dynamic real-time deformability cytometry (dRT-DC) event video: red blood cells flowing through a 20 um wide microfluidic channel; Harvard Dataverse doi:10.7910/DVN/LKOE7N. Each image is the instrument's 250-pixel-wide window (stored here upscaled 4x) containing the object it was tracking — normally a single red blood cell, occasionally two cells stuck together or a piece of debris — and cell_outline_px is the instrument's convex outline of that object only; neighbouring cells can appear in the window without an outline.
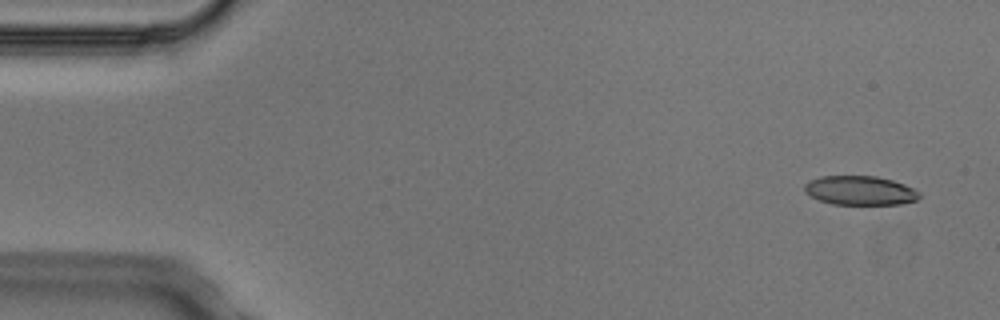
{"species": "Egyptian fruit bat (a non-hibernating species)", "species_latin": "Rousettus aegyptiacus", "temperature_condition": "cold", "stored_images_in_passage": 5, "camera_frame_rate_fps": 3000, "um_per_image_px": 0.085, "animal": {"sex": "male"}, "frame": {"image": 1, "passage_image": 1, "time_ms": 0.0, "image_size_px": [1000, 320], "cell_outline_px": [[920, 196], [916, 200], [900, 204], [832, 204], [820, 200], [804, 192], [804, 184], [808, 180], [820, 176], [876, 176], [892, 180], [904, 184], [920, 192]], "centroid_in_image_um": [73.08, 16.18], "position_along_channel_um": 11.9, "area_um2": 19.48}}
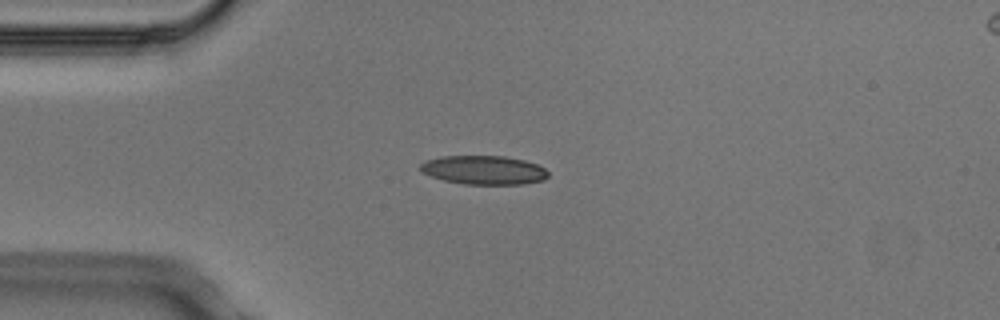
{"frame": {"image": 2, "passage_image": 4, "time_ms": 1.0, "image_size_px": [1000, 320], "cell_outline_px": [[548, 176], [544, 180], [524, 184], [464, 184], [444, 180], [432, 176], [424, 172], [420, 168], [420, 164], [424, 160], [440, 156], [504, 156], [524, 160], [536, 164], [544, 168], [548, 172]], "centroid_in_image_um": [41.13, 14.45], "position_along_channel_um": 43.9, "area_um2": 21.44}}
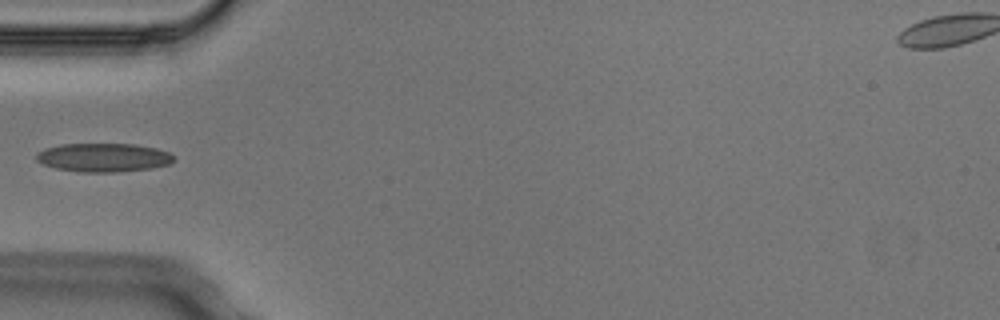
{"frame": {"image": 3, "passage_image": 5, "time_ms": 1.333, "image_size_px": [1000, 320], "cell_outline_px": [[176, 160], [168, 164], [152, 168], [116, 172], [80, 172], [56, 168], [44, 164], [36, 160], [36, 152], [44, 148], [60, 144], [136, 144], [156, 148], [168, 152]], "centroid_in_image_um": [8.77, 13.38], "position_along_channel_um": 76.2, "area_um2": 23.0}}